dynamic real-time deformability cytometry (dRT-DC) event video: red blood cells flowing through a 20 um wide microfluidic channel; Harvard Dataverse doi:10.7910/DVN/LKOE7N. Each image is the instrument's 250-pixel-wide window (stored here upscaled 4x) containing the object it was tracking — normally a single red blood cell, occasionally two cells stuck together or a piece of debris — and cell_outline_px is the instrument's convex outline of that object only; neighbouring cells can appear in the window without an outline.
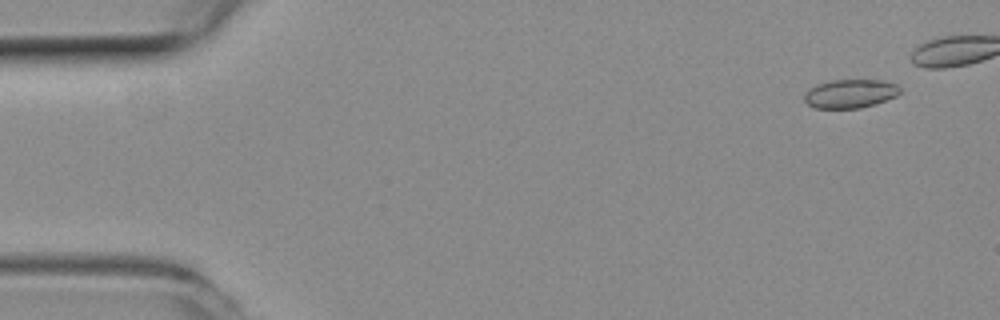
{"species": "common noctule bat (a hibernating species)", "species_latin": "Nyctalus noctula", "temperature_condition": "room temperature", "stored_images_in_passage": 10, "camera_frame_rate_fps": 3000, "um_per_image_px": 0.085, "animal": {"sex": "female", "body_mass_g": 19.3, "forearm_length_mm": 54.1}, "frame": {"image": 1, "passage_image": 4, "time_ms": 1.0, "image_size_px": [1000, 320], "cell_outline_px": [[900, 92], [896, 96], [876, 104], [860, 108], [816, 108], [808, 104], [804, 100], [804, 92], [808, 88], [816, 84], [832, 80], [884, 80], [896, 84], [900, 88]], "centroid_in_image_um": [72.25, 7.95], "position_along_channel_um": 12.7, "area_um2": 16.13}}